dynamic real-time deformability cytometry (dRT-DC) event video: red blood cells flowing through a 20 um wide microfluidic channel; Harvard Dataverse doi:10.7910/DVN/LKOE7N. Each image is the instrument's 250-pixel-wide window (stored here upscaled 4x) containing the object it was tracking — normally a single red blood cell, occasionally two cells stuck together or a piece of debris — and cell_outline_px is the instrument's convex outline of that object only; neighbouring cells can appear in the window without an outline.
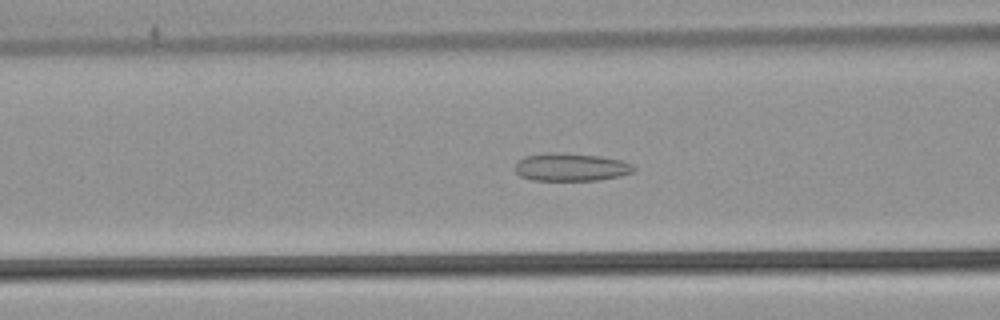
{"species": "common noctule bat (a hibernating species)", "species_latin": "Nyctalus noctula", "temperature_condition": "warm", "stored_images_in_passage": 54, "camera_frame_rate_fps": 3000, "um_per_image_px": 0.085, "animal": {"sex": "male", "body_mass_g": 21.5, "forearm_length_mm": 52.0}, "frame": {"image": 1, "passage_image": 23, "time_ms": 7.333, "image_size_px": [1000, 320], "cell_outline_px": [[636, 168], [632, 172], [616, 176], [596, 180], [532, 180], [520, 176], [516, 172], [516, 164], [524, 156], [548, 152], [600, 156], [620, 160], [632, 164]], "centroid_in_image_um": [48.5, 14.2], "position_along_channel_um": 118.1, "area_um2": 18.96}}
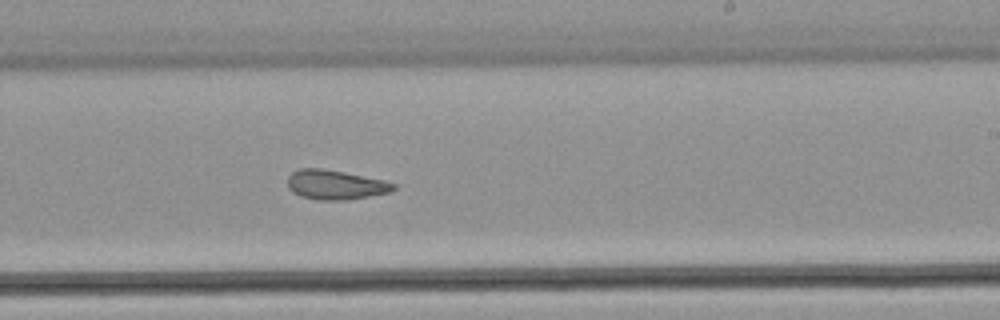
{"frame": {"image": 2, "passage_image": 34, "time_ms": 11.0, "image_size_px": [1000, 320], "cell_outline_px": [[396, 188], [392, 192], [348, 200], [316, 200], [300, 196], [292, 192], [288, 188], [288, 176], [292, 172], [300, 168], [320, 168], [344, 172], [384, 180], [396, 184]], "centroid_in_image_um": [28.51, 15.71], "position_along_channel_um": 260.5, "area_um2": 18.38}}
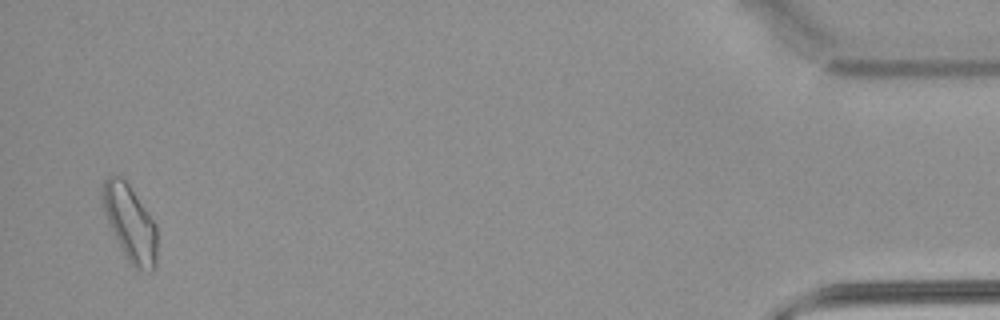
{"frame": {"image": 3, "passage_image": 53, "time_ms": 17.333, "image_size_px": [1000, 320], "cell_outline_px": [[156, 268], [152, 272], [136, 272], [128, 260], [108, 220], [100, 200], [100, 188], [104, 180], [108, 176], [120, 176], [128, 184], [156, 224]], "centroid_in_image_um": [11.06, 18.99], "position_along_channel_um": 424.1, "area_um2": 24.04}, "authors_computed_cell_mechanics": {"area_um2": 20.4901, "velocity_mm_per_s": 3.8944, "shape_relaxation_time_tau1_ms": null, "shape_relaxation_time_tau2_ms": 2.4595, "deformation_change_tau1": null, "deformation_change_tau2": 0.1043}}